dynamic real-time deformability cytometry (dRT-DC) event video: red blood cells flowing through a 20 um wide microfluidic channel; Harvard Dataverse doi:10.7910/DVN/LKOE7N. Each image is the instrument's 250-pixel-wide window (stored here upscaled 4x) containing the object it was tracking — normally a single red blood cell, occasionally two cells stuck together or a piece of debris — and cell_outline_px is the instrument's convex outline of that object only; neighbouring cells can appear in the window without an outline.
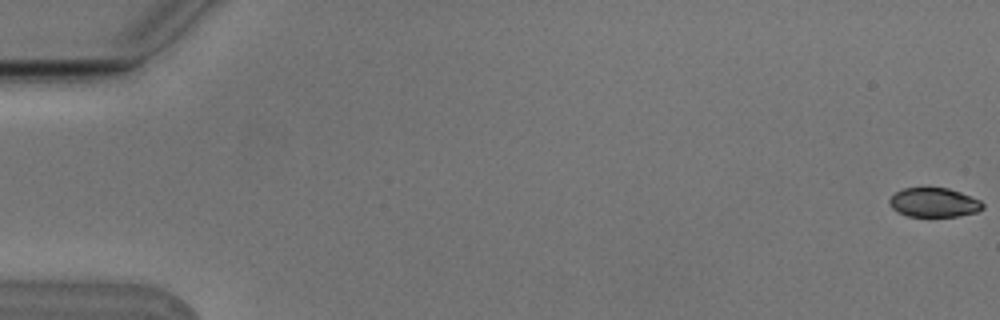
{"species": "Egyptian fruit bat (a non-hibernating species)", "species_latin": "Rousettus aegyptiacus", "temperature_condition": "cold", "stored_images_in_passage": 5, "camera_frame_rate_fps": 3000, "um_per_image_px": 0.085, "animal": {"sex": "male"}, "frame": {"image": 1, "passage_image": 1, "time_ms": 0.0, "image_size_px": [1000, 320], "cell_outline_px": [[984, 208], [976, 212], [956, 216], [908, 216], [896, 212], [888, 204], [888, 200], [896, 192], [904, 188], [948, 188], [960, 192], [980, 200], [984, 204]], "centroid_in_image_um": [79.36, 17.21], "position_along_channel_um": 5.6, "area_um2": 15.84}}